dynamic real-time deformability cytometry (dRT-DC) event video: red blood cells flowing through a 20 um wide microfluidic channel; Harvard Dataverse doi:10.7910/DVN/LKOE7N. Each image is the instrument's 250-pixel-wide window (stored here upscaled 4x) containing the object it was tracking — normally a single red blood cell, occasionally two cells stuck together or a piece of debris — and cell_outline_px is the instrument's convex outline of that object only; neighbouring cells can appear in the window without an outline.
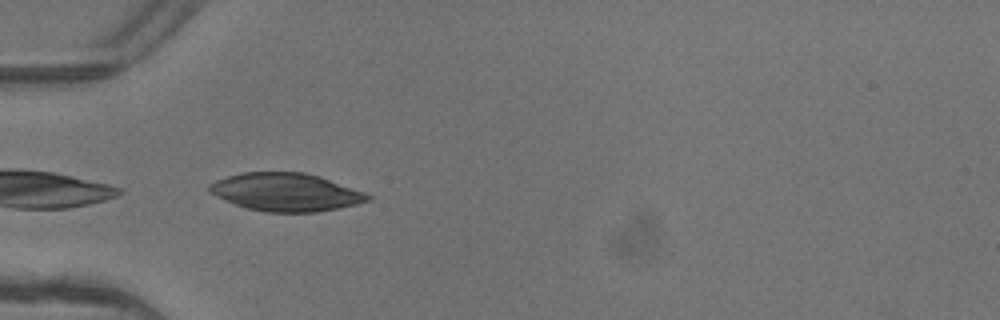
{"species": "common noctule bat (a hibernating species)", "species_latin": "Nyctalus noctula", "temperature_condition": "warm", "stored_images_in_passage": 6, "camera_frame_rate_fps": 3000, "um_per_image_px": 0.085, "animal": {"sex": "female"}, "frame": {"image": 1, "passage_image": 5, "time_ms": 1.333, "image_size_px": [1000, 320], "cell_outline_px": [[372, 200], [356, 204], [316, 212], [264, 212], [248, 208], [236, 204], [208, 192], [208, 184], [216, 180], [228, 176], [244, 172], [304, 172], [320, 176], [364, 192], [372, 196]], "centroid_in_image_um": [24.3, 16.32], "position_along_channel_um": 60.7, "area_um2": 34.85}}
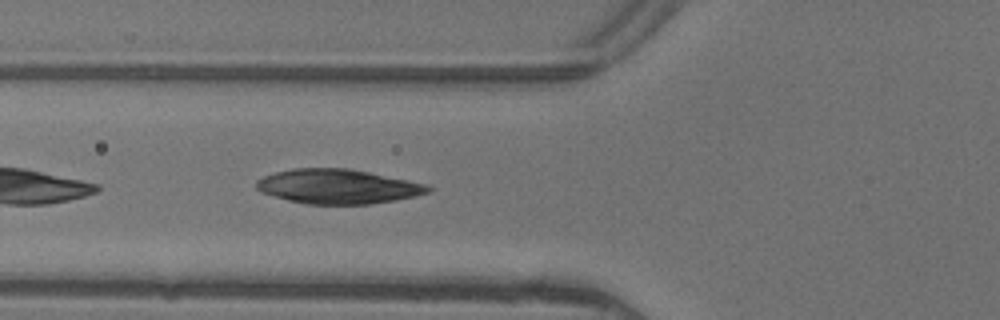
{"frame": {"image": 2, "passage_image": 6, "time_ms": 1.667, "image_size_px": [1000, 320], "cell_outline_px": [[432, 192], [416, 196], [396, 200], [372, 204], [308, 204], [288, 200], [260, 192], [256, 188], [256, 180], [264, 176], [276, 172], [292, 168], [348, 168], [428, 184], [432, 188]], "centroid_in_image_um": [28.74, 15.85], "position_along_channel_um": 97.1, "area_um2": 34.62}}